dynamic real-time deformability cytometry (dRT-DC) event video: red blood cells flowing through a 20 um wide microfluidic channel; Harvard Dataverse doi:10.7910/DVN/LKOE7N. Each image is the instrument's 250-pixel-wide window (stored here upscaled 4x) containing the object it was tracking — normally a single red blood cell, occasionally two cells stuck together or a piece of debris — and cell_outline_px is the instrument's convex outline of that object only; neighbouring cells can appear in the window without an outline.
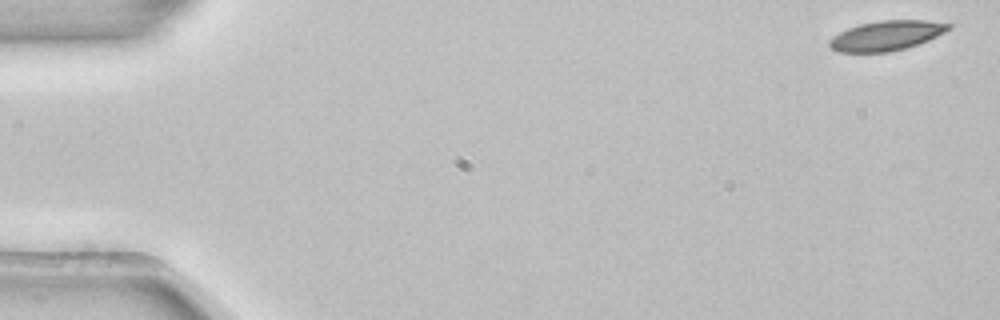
{"species": "common noctule bat (a hibernating species)", "species_latin": "Nyctalus noctula", "temperature_condition": "room temperature", "stored_images_in_passage": 5, "camera_frame_rate_fps": 3000, "um_per_image_px": 0.085, "animal": {"sex": "female", "body_mass_g": 22.7, "forearm_length_mm": 54.2}, "frame": {"image": 1, "passage_image": 1, "time_ms": 0.0, "image_size_px": [1000, 320], "cell_outline_px": [[952, 28], [928, 40], [904, 48], [888, 52], [840, 52], [832, 48], [828, 44], [828, 40], [832, 36], [848, 28], [860, 24], [880, 20], [928, 20], [952, 24]], "centroid_in_image_um": [75.34, 3.01], "position_along_channel_um": 9.7, "area_um2": 20.58}}
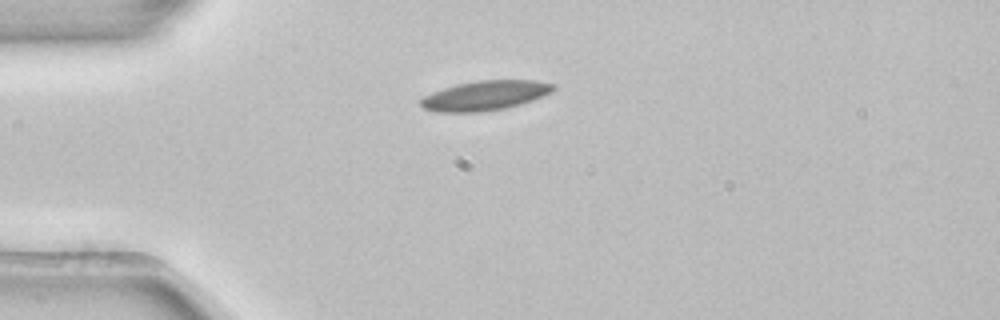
{"frame": {"image": 2, "passage_image": 4, "time_ms": 1.0, "image_size_px": [1000, 320], "cell_outline_px": [[556, 88], [552, 92], [544, 96], [520, 104], [504, 108], [480, 112], [436, 112], [424, 108], [420, 104], [420, 100], [424, 96], [444, 88], [456, 84], [480, 80], [536, 80], [556, 84]], "centroid_in_image_um": [41.27, 8.11], "position_along_channel_um": 43.7, "area_um2": 22.89}}